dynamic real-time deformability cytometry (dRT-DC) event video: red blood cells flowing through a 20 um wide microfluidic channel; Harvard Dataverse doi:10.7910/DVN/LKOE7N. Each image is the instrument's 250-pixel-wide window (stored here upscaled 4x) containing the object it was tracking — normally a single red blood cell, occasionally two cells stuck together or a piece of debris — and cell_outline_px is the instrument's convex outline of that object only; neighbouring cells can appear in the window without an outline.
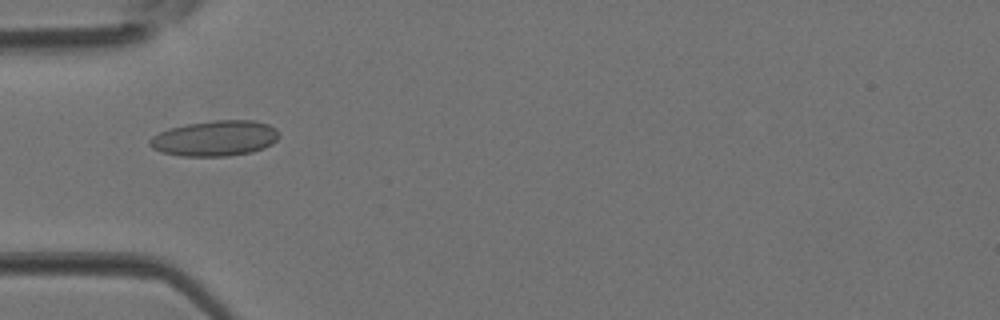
{"species": "Egyptian fruit bat (a non-hibernating species)", "species_latin": "Rousettus aegyptiacus", "temperature_condition": "room temperature", "stored_images_in_passage": 5, "camera_frame_rate_fps": 3000, "um_per_image_px": 0.085, "animal": {"sex": "female"}, "frame": {"image": 1, "passage_image": 4, "time_ms": 1.0, "image_size_px": [1000, 320], "cell_outline_px": [[280, 136], [272, 144], [264, 148], [252, 152], [228, 156], [180, 156], [160, 152], [152, 148], [148, 144], [148, 140], [152, 136], [160, 132], [172, 128], [188, 124], [212, 120], [252, 120], [268, 124], [276, 128], [280, 132]], "centroid_in_image_um": [18.29, 11.76], "position_along_channel_um": 66.7, "area_um2": 26.93}}
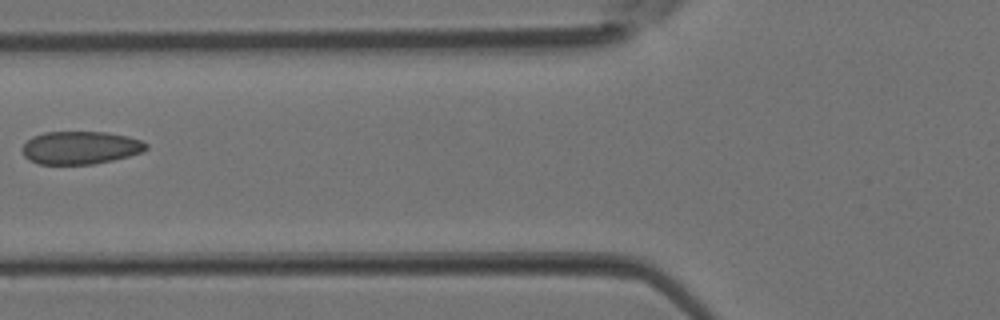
{"frame": {"image": 2, "passage_image": 5, "time_ms": 1.333, "image_size_px": [1000, 320], "cell_outline_px": [[148, 148], [144, 152], [112, 160], [92, 164], [40, 164], [28, 160], [24, 156], [24, 144], [32, 136], [44, 132], [104, 132], [128, 136], [140, 140], [148, 144]], "centroid_in_image_um": [6.85, 12.55], "position_along_channel_um": 118.9, "area_um2": 23.7}}